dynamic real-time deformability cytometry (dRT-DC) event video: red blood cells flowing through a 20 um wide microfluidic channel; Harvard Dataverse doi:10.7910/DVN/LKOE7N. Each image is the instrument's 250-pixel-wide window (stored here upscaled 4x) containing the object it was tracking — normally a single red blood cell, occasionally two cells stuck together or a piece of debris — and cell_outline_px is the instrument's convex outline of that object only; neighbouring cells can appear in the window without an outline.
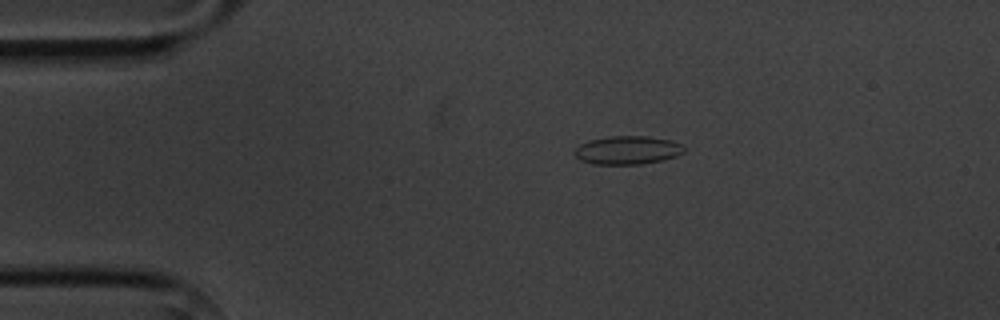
{"species": "common noctule bat (a hibernating species)", "species_latin": "Nyctalus noctula", "temperature_condition": "cold", "stored_images_in_passage": 3, "camera_frame_rate_fps": 3000, "um_per_image_px": 0.085, "animal": {"sex": "male", "body_mass_g": 20.1, "forearm_length_mm": 53.5}, "frame": {"image": 1, "passage_image": 3, "time_ms": 2.333, "image_size_px": [1000, 320], "cell_outline_px": [[688, 148], [684, 152], [676, 156], [664, 160], [640, 164], [592, 164], [580, 160], [572, 152], [580, 144], [588, 140], [612, 136], [648, 136], [672, 140], [684, 144]], "centroid_in_image_um": [53.38, 12.76], "position_along_channel_um": 31.6, "area_um2": 18.44}}